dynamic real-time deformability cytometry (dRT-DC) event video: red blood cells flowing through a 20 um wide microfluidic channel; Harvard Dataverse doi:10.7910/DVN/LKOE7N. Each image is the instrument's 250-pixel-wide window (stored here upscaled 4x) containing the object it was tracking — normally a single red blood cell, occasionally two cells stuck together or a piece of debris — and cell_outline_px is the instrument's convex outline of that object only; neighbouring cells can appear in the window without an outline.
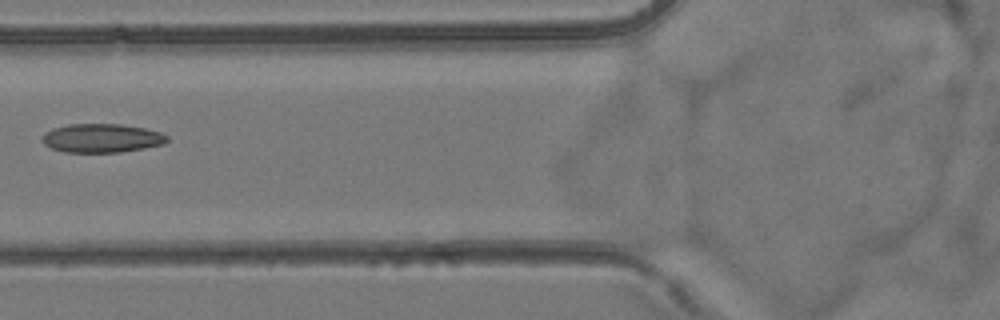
{"species": "common noctule bat (a hibernating species)", "species_latin": "Nyctalus noctula", "temperature_condition": "room temperature", "stored_images_in_passage": 6, "camera_frame_rate_fps": 3000, "um_per_image_px": 0.085, "animal": {"sex": "female", "body_mass_g": 24.6, "forearm_length_mm": 56.2}, "frame": {"image": 1, "passage_image": 5, "time_ms": 4.667, "image_size_px": [1000, 320], "cell_outline_px": [[168, 140], [164, 144], [144, 148], [120, 152], [64, 152], [52, 148], [44, 144], [40, 140], [40, 136], [44, 132], [52, 128], [68, 124], [120, 124], [144, 128], [160, 132], [168, 136]], "centroid_in_image_um": [8.6, 11.74], "position_along_channel_um": 117.2, "area_um2": 21.1}}
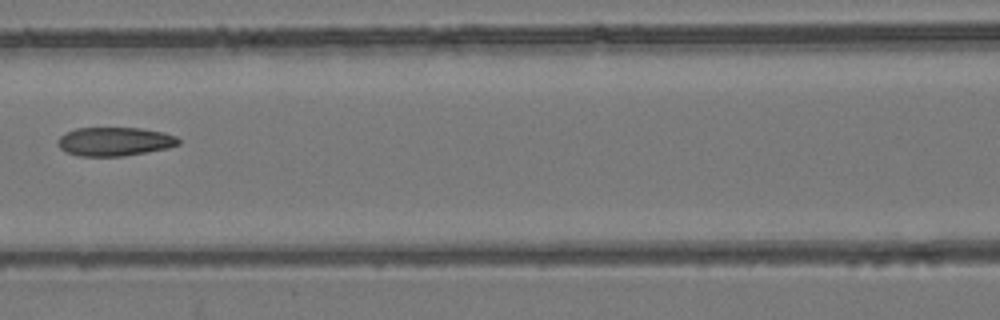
{"frame": {"image": 2, "passage_image": 6, "time_ms": 5.667, "image_size_px": [1000, 320], "cell_outline_px": [[180, 144], [168, 148], [148, 152], [124, 156], [80, 156], [68, 152], [60, 148], [56, 144], [56, 140], [60, 136], [76, 128], [140, 128], [164, 132], [176, 136], [180, 140]], "centroid_in_image_um": [9.76, 12.03], "position_along_channel_um": 156.8, "area_um2": 20.29}}